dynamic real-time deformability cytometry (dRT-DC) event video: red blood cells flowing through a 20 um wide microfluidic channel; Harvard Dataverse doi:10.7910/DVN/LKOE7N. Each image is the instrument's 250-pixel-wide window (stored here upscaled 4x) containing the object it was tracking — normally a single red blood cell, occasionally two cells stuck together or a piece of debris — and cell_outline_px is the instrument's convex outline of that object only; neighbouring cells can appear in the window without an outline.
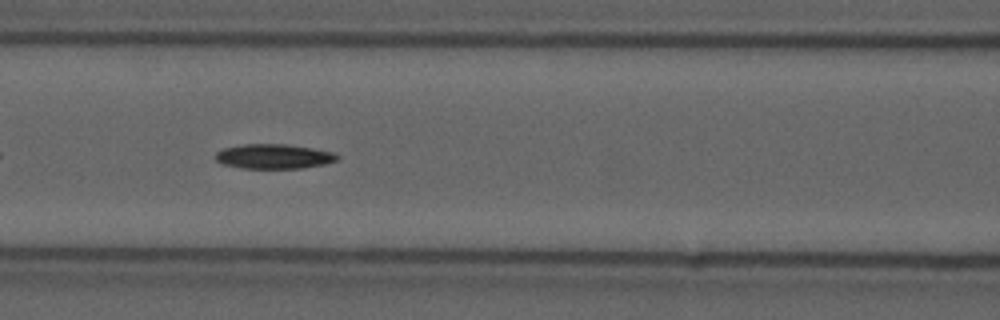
{"species": "common noctule bat (a hibernating species)", "species_latin": "Nyctalus noctula", "temperature_condition": "cold", "stored_images_in_passage": 8, "camera_frame_rate_fps": 3000, "um_per_image_px": 0.085, "animal": {"sex": "male", "forearm_length_mm": 52.5}, "frame": {"image": 1, "passage_image": 5, "time_ms": 1.333, "image_size_px": [1000, 320], "cell_outline_px": [[340, 160], [324, 164], [304, 168], [240, 168], [220, 164], [216, 160], [216, 152], [224, 148], [244, 144], [284, 144], [312, 148], [332, 152], [340, 156]], "centroid_in_image_um": [23.28, 13.3], "position_along_channel_um": 143.3, "area_um2": 17.57}}
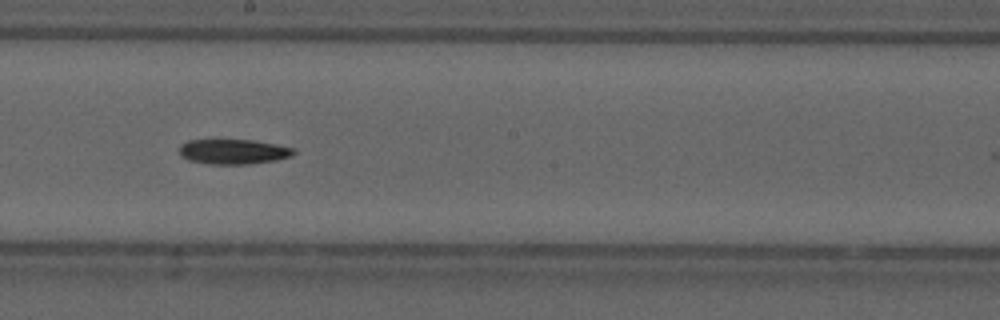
{"frame": {"image": 2, "passage_image": 7, "time_ms": 2.0, "image_size_px": [1000, 320], "cell_outline_px": [[296, 152], [292, 156], [276, 160], [248, 164], [208, 164], [188, 160], [180, 156], [180, 144], [188, 140], [252, 140], [276, 144], [296, 148]], "centroid_in_image_um": [19.85, 12.89], "position_along_channel_um": 228.4, "area_um2": 16.76}}
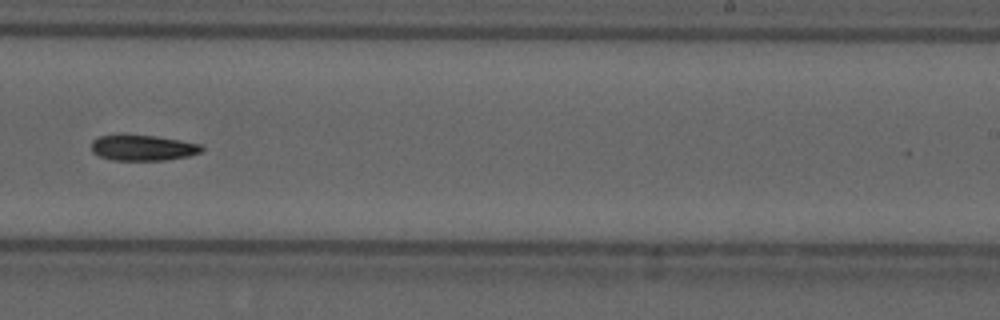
{"frame": {"image": 3, "passage_image": 8, "time_ms": 2.333, "image_size_px": [1000, 320], "cell_outline_px": [[204, 148], [200, 152], [188, 156], [164, 160], [112, 160], [100, 156], [92, 152], [92, 140], [100, 136], [156, 136], [180, 140], [200, 144]], "centroid_in_image_um": [12.16, 12.58], "position_along_channel_um": 276.8, "area_um2": 16.13}}